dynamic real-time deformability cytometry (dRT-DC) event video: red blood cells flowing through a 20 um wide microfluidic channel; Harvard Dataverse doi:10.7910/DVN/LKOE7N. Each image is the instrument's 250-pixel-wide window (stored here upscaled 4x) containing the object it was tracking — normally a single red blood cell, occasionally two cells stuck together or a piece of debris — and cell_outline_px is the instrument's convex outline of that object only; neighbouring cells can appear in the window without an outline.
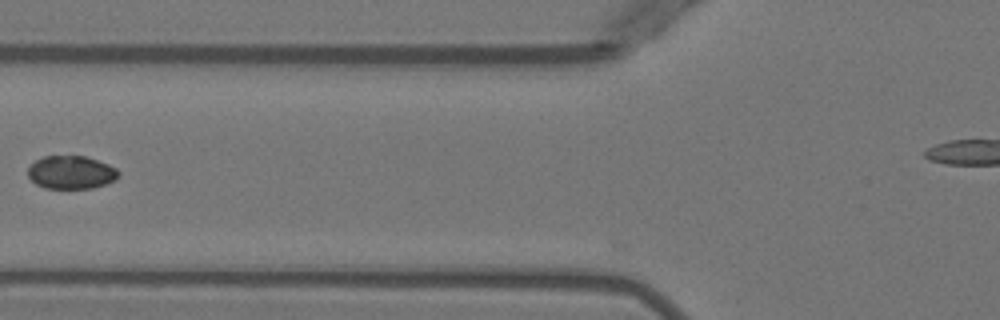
{"species": "Egyptian fruit bat (a non-hibernating species)", "species_latin": "Rousettus aegyptiacus", "temperature_condition": "warm", "stored_images_in_passage": 6, "camera_frame_rate_fps": 3000, "um_per_image_px": 0.085, "animal": {"sex": "female"}, "frame": {"image": 1, "passage_image": 5, "time_ms": 5.333, "image_size_px": [1000, 320], "cell_outline_px": [[120, 176], [116, 180], [92, 188], [44, 188], [36, 184], [28, 176], [28, 168], [36, 160], [44, 156], [84, 156], [108, 164], [116, 168], [120, 172]], "centroid_in_image_um": [6.06, 14.65], "position_along_channel_um": 119.7, "area_um2": 17.46}}
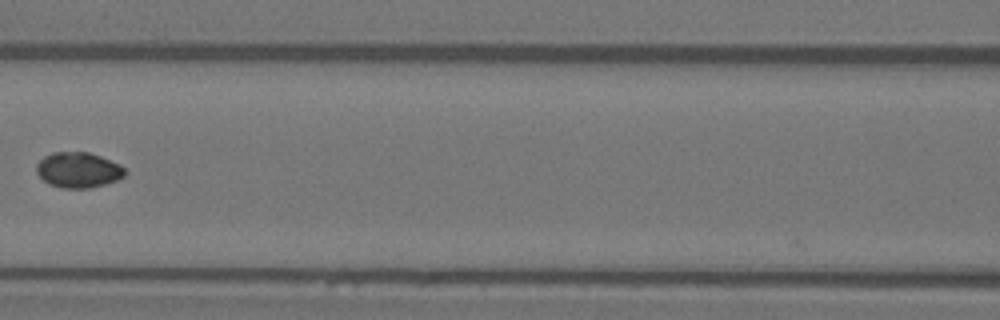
{"frame": {"image": 2, "passage_image": 6, "time_ms": 6.333, "image_size_px": [1000, 320], "cell_outline_px": [[124, 176], [116, 180], [104, 184], [88, 188], [60, 188], [48, 184], [36, 172], [36, 164], [44, 156], [52, 152], [88, 152], [100, 156], [120, 164], [124, 168]], "centroid_in_image_um": [6.62, 14.44], "position_along_channel_um": 160.0, "area_um2": 18.21}}